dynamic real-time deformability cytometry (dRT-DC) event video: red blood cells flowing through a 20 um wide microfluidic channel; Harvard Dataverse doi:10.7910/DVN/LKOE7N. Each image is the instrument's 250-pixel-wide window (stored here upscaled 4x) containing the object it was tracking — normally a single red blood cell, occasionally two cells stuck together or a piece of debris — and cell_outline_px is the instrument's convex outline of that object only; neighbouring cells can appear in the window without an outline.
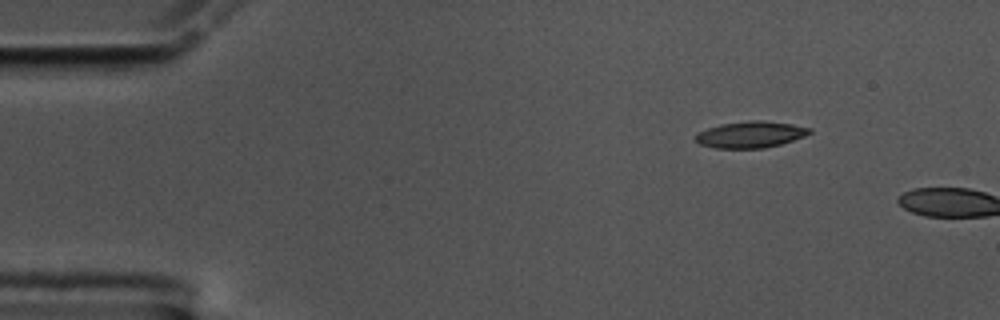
{"species": "common noctule bat (a hibernating species)", "species_latin": "Nyctalus noctula", "temperature_condition": "cold", "stored_images_in_passage": 3, "camera_frame_rate_fps": 3000, "um_per_image_px": 0.085, "animal": {"sex": "male", "body_mass_g": 17.5, "forearm_length_mm": 52.3}, "frame": {"image": 1, "passage_image": 1, "time_ms": 0.0, "image_size_px": [1000, 320], "cell_outline_px": [[812, 132], [804, 136], [780, 144], [764, 148], [716, 148], [700, 144], [696, 140], [696, 136], [700, 132], [708, 128], [720, 124], [748, 120], [760, 120], [792, 124], [812, 128]], "centroid_in_image_um": [63.82, 11.43], "position_along_channel_um": 21.2, "area_um2": 17.4}}